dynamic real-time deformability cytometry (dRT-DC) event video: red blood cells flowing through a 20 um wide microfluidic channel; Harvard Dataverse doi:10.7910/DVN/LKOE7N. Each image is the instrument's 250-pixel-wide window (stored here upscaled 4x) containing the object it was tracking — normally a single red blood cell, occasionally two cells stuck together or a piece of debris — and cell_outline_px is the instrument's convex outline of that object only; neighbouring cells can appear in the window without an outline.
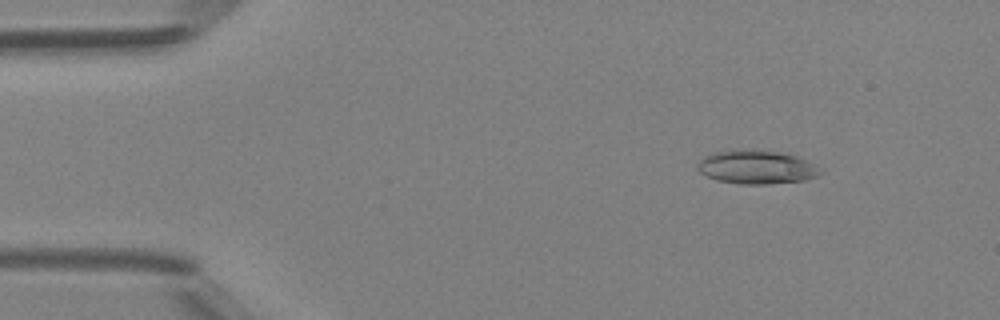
{"species": "Egyptian fruit bat (a non-hibernating species)", "species_latin": "Rousettus aegyptiacus", "temperature_condition": "room temperature", "stored_images_in_passage": 49, "camera_frame_rate_fps": 3000, "um_per_image_px": 0.085, "animal": {"sex": "female"}, "frame": {"image": 1, "passage_image": 7, "time_ms": 2.0, "image_size_px": [1000, 320], "cell_outline_px": [[824, 172], [820, 176], [804, 180], [764, 184], [740, 184], [716, 180], [700, 172], [696, 168], [696, 164], [704, 156], [716, 152], [732, 148], [756, 148], [780, 152], [796, 156], [812, 164]], "centroid_in_image_um": [64.27, 14.18], "position_along_channel_um": 20.7, "area_um2": 24.45}}
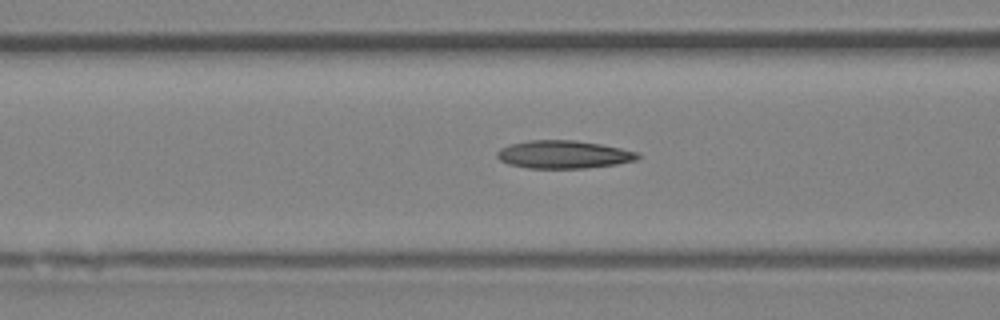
{"frame": {"image": 2, "passage_image": 20, "time_ms": 6.333, "image_size_px": [1000, 320], "cell_outline_px": [[640, 156], [636, 160], [616, 164], [588, 168], [528, 168], [508, 164], [500, 160], [496, 156], [496, 152], [500, 148], [512, 144], [528, 140], [572, 140], [600, 144], [620, 148], [636, 152]], "centroid_in_image_um": [47.87, 13.13], "position_along_channel_um": 118.7, "area_um2": 22.77}}
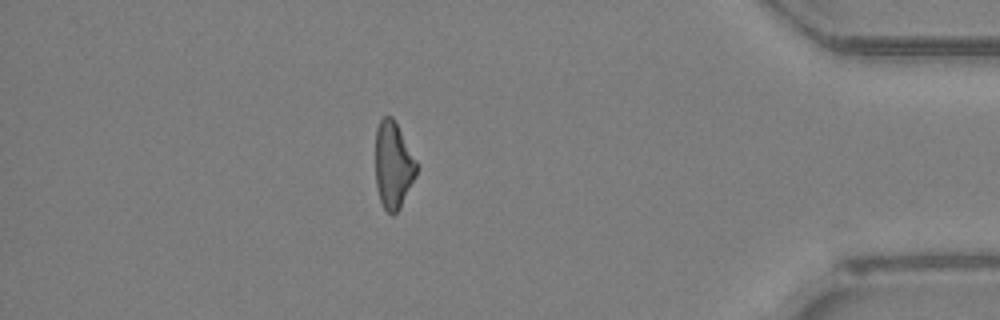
{"frame": {"image": 3, "passage_image": 43, "time_ms": 14.0, "image_size_px": [1000, 320], "cell_outline_px": [[416, 176], [400, 208], [392, 216], [384, 208], [380, 200], [376, 188], [376, 128], [380, 120], [384, 116], [392, 116], [416, 160]], "centroid_in_image_um": [33.41, 14.05], "position_along_channel_um": 401.8, "area_um2": 20.58}, "authors_computed_cell_mechanics": {"area_um2": 22.4842, "velocity_mm_per_s": 4.2552, "shape_relaxation_time_tau1_ms": null, "shape_relaxation_time_tau2_ms": 5.2503, "deformation_change_tau1": null, "deformation_change_tau2": 0.1665}}